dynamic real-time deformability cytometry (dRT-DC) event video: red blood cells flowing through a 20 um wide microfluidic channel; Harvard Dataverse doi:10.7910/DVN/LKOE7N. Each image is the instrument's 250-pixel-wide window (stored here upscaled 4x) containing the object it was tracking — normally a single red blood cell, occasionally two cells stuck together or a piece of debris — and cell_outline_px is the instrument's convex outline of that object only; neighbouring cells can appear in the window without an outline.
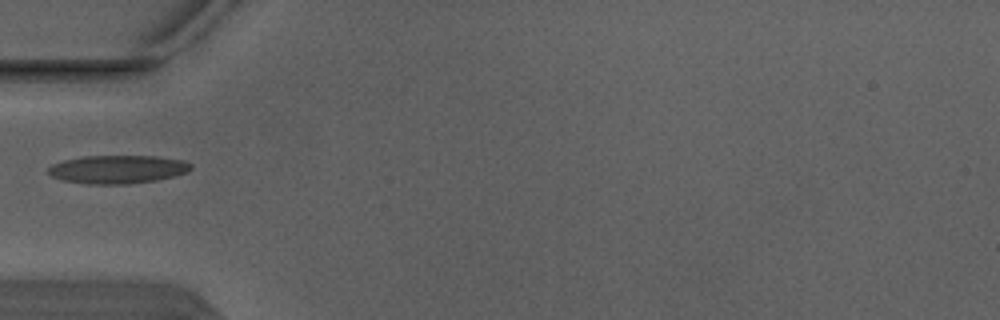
{"species": "Egyptian fruit bat (a non-hibernating species)", "species_latin": "Rousettus aegyptiacus", "temperature_condition": "warm", "stored_images_in_passage": 5, "camera_frame_rate_fps": 3000, "um_per_image_px": 0.085, "animal": {"sex": "male"}, "frame": {"image": 1, "passage_image": 5, "time_ms": 1.333, "image_size_px": [1000, 320], "cell_outline_px": [[192, 168], [188, 172], [156, 180], [124, 184], [88, 184], [64, 180], [52, 176], [48, 172], [48, 168], [52, 164], [64, 160], [84, 156], [156, 156], [184, 160], [192, 164]], "centroid_in_image_um": [10.02, 14.38], "position_along_channel_um": 75.0, "area_um2": 23.41}}